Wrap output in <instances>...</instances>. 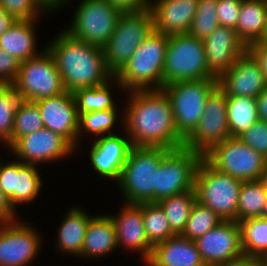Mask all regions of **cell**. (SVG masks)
<instances>
[{
	"instance_id": "obj_1",
	"label": "cell",
	"mask_w": 267,
	"mask_h": 266,
	"mask_svg": "<svg viewBox=\"0 0 267 266\" xmlns=\"http://www.w3.org/2000/svg\"><path fill=\"white\" fill-rule=\"evenodd\" d=\"M129 94L122 124L133 146L170 150L183 147L184 138L176 129L170 100L162 89Z\"/></svg>"
},
{
	"instance_id": "obj_2",
	"label": "cell",
	"mask_w": 267,
	"mask_h": 266,
	"mask_svg": "<svg viewBox=\"0 0 267 266\" xmlns=\"http://www.w3.org/2000/svg\"><path fill=\"white\" fill-rule=\"evenodd\" d=\"M48 45L46 49L54 59L65 91L74 93L114 80V75L107 68L102 47L75 39L65 31Z\"/></svg>"
},
{
	"instance_id": "obj_3",
	"label": "cell",
	"mask_w": 267,
	"mask_h": 266,
	"mask_svg": "<svg viewBox=\"0 0 267 266\" xmlns=\"http://www.w3.org/2000/svg\"><path fill=\"white\" fill-rule=\"evenodd\" d=\"M168 36L153 30L124 67L114 76L117 86L127 91L161 90Z\"/></svg>"
},
{
	"instance_id": "obj_4",
	"label": "cell",
	"mask_w": 267,
	"mask_h": 266,
	"mask_svg": "<svg viewBox=\"0 0 267 266\" xmlns=\"http://www.w3.org/2000/svg\"><path fill=\"white\" fill-rule=\"evenodd\" d=\"M170 149L133 146L116 182L125 203H154L155 171Z\"/></svg>"
},
{
	"instance_id": "obj_5",
	"label": "cell",
	"mask_w": 267,
	"mask_h": 266,
	"mask_svg": "<svg viewBox=\"0 0 267 266\" xmlns=\"http://www.w3.org/2000/svg\"><path fill=\"white\" fill-rule=\"evenodd\" d=\"M242 183L215 169L202 158L195 173L197 201L210 208L223 221L238 222V199Z\"/></svg>"
},
{
	"instance_id": "obj_6",
	"label": "cell",
	"mask_w": 267,
	"mask_h": 266,
	"mask_svg": "<svg viewBox=\"0 0 267 266\" xmlns=\"http://www.w3.org/2000/svg\"><path fill=\"white\" fill-rule=\"evenodd\" d=\"M202 79H218L208 69L203 41L188 33L168 36L163 86Z\"/></svg>"
},
{
	"instance_id": "obj_7",
	"label": "cell",
	"mask_w": 267,
	"mask_h": 266,
	"mask_svg": "<svg viewBox=\"0 0 267 266\" xmlns=\"http://www.w3.org/2000/svg\"><path fill=\"white\" fill-rule=\"evenodd\" d=\"M153 30L154 24L150 9L121 14L113 34L103 46L107 68L114 76Z\"/></svg>"
},
{
	"instance_id": "obj_8",
	"label": "cell",
	"mask_w": 267,
	"mask_h": 266,
	"mask_svg": "<svg viewBox=\"0 0 267 266\" xmlns=\"http://www.w3.org/2000/svg\"><path fill=\"white\" fill-rule=\"evenodd\" d=\"M218 86V79L178 81L162 87L168 96L174 123L185 139L197 126L210 93Z\"/></svg>"
},
{
	"instance_id": "obj_9",
	"label": "cell",
	"mask_w": 267,
	"mask_h": 266,
	"mask_svg": "<svg viewBox=\"0 0 267 266\" xmlns=\"http://www.w3.org/2000/svg\"><path fill=\"white\" fill-rule=\"evenodd\" d=\"M202 158L185 147L170 150L155 171L154 203L194 190L195 173Z\"/></svg>"
},
{
	"instance_id": "obj_10",
	"label": "cell",
	"mask_w": 267,
	"mask_h": 266,
	"mask_svg": "<svg viewBox=\"0 0 267 266\" xmlns=\"http://www.w3.org/2000/svg\"><path fill=\"white\" fill-rule=\"evenodd\" d=\"M76 10L71 27L69 25L64 31L75 39L102 48L113 34L118 18L123 13L108 0H82Z\"/></svg>"
},
{
	"instance_id": "obj_11",
	"label": "cell",
	"mask_w": 267,
	"mask_h": 266,
	"mask_svg": "<svg viewBox=\"0 0 267 266\" xmlns=\"http://www.w3.org/2000/svg\"><path fill=\"white\" fill-rule=\"evenodd\" d=\"M12 85L20 99L33 102L65 92L61 75L47 49L21 62L17 79Z\"/></svg>"
},
{
	"instance_id": "obj_12",
	"label": "cell",
	"mask_w": 267,
	"mask_h": 266,
	"mask_svg": "<svg viewBox=\"0 0 267 266\" xmlns=\"http://www.w3.org/2000/svg\"><path fill=\"white\" fill-rule=\"evenodd\" d=\"M203 158L215 169L241 181L259 180L267 159L241 141L229 137L213 146Z\"/></svg>"
},
{
	"instance_id": "obj_13",
	"label": "cell",
	"mask_w": 267,
	"mask_h": 266,
	"mask_svg": "<svg viewBox=\"0 0 267 266\" xmlns=\"http://www.w3.org/2000/svg\"><path fill=\"white\" fill-rule=\"evenodd\" d=\"M231 137L227 117V95L217 86L208 96L195 129L184 139L183 147L202 156L213 146Z\"/></svg>"
},
{
	"instance_id": "obj_14",
	"label": "cell",
	"mask_w": 267,
	"mask_h": 266,
	"mask_svg": "<svg viewBox=\"0 0 267 266\" xmlns=\"http://www.w3.org/2000/svg\"><path fill=\"white\" fill-rule=\"evenodd\" d=\"M41 237L28 224H0V266H28L40 250Z\"/></svg>"
},
{
	"instance_id": "obj_15",
	"label": "cell",
	"mask_w": 267,
	"mask_h": 266,
	"mask_svg": "<svg viewBox=\"0 0 267 266\" xmlns=\"http://www.w3.org/2000/svg\"><path fill=\"white\" fill-rule=\"evenodd\" d=\"M10 149L19 161L30 165L53 162L76 151L65 138L47 128L22 136Z\"/></svg>"
},
{
	"instance_id": "obj_16",
	"label": "cell",
	"mask_w": 267,
	"mask_h": 266,
	"mask_svg": "<svg viewBox=\"0 0 267 266\" xmlns=\"http://www.w3.org/2000/svg\"><path fill=\"white\" fill-rule=\"evenodd\" d=\"M44 122V128L65 138L78 147L79 115L73 93H64L35 102Z\"/></svg>"
},
{
	"instance_id": "obj_17",
	"label": "cell",
	"mask_w": 267,
	"mask_h": 266,
	"mask_svg": "<svg viewBox=\"0 0 267 266\" xmlns=\"http://www.w3.org/2000/svg\"><path fill=\"white\" fill-rule=\"evenodd\" d=\"M205 265H215L243 254L241 230L236 221H222L194 240Z\"/></svg>"
},
{
	"instance_id": "obj_18",
	"label": "cell",
	"mask_w": 267,
	"mask_h": 266,
	"mask_svg": "<svg viewBox=\"0 0 267 266\" xmlns=\"http://www.w3.org/2000/svg\"><path fill=\"white\" fill-rule=\"evenodd\" d=\"M35 165L19 160L6 164L0 163V188L10 205L32 203L41 191L42 179Z\"/></svg>"
},
{
	"instance_id": "obj_19",
	"label": "cell",
	"mask_w": 267,
	"mask_h": 266,
	"mask_svg": "<svg viewBox=\"0 0 267 266\" xmlns=\"http://www.w3.org/2000/svg\"><path fill=\"white\" fill-rule=\"evenodd\" d=\"M218 86L227 96L256 98L267 83L259 63L246 51L218 78Z\"/></svg>"
},
{
	"instance_id": "obj_20",
	"label": "cell",
	"mask_w": 267,
	"mask_h": 266,
	"mask_svg": "<svg viewBox=\"0 0 267 266\" xmlns=\"http://www.w3.org/2000/svg\"><path fill=\"white\" fill-rule=\"evenodd\" d=\"M209 71L219 78L247 51L236 30L219 25L203 40Z\"/></svg>"
},
{
	"instance_id": "obj_21",
	"label": "cell",
	"mask_w": 267,
	"mask_h": 266,
	"mask_svg": "<svg viewBox=\"0 0 267 266\" xmlns=\"http://www.w3.org/2000/svg\"><path fill=\"white\" fill-rule=\"evenodd\" d=\"M132 147L128 136L110 134L99 137L90 149L92 166L101 176L118 182Z\"/></svg>"
},
{
	"instance_id": "obj_22",
	"label": "cell",
	"mask_w": 267,
	"mask_h": 266,
	"mask_svg": "<svg viewBox=\"0 0 267 266\" xmlns=\"http://www.w3.org/2000/svg\"><path fill=\"white\" fill-rule=\"evenodd\" d=\"M117 215H110L116 234L117 246H124L128 250H136L142 256V262L146 263L153 251L149 243L143 224L142 203L124 204Z\"/></svg>"
},
{
	"instance_id": "obj_23",
	"label": "cell",
	"mask_w": 267,
	"mask_h": 266,
	"mask_svg": "<svg viewBox=\"0 0 267 266\" xmlns=\"http://www.w3.org/2000/svg\"><path fill=\"white\" fill-rule=\"evenodd\" d=\"M197 6L198 0H152L154 30L167 36L188 33Z\"/></svg>"
},
{
	"instance_id": "obj_24",
	"label": "cell",
	"mask_w": 267,
	"mask_h": 266,
	"mask_svg": "<svg viewBox=\"0 0 267 266\" xmlns=\"http://www.w3.org/2000/svg\"><path fill=\"white\" fill-rule=\"evenodd\" d=\"M147 266H204L193 240L177 234L153 247Z\"/></svg>"
},
{
	"instance_id": "obj_25",
	"label": "cell",
	"mask_w": 267,
	"mask_h": 266,
	"mask_svg": "<svg viewBox=\"0 0 267 266\" xmlns=\"http://www.w3.org/2000/svg\"><path fill=\"white\" fill-rule=\"evenodd\" d=\"M235 30L246 47L266 41L267 0H242Z\"/></svg>"
},
{
	"instance_id": "obj_26",
	"label": "cell",
	"mask_w": 267,
	"mask_h": 266,
	"mask_svg": "<svg viewBox=\"0 0 267 266\" xmlns=\"http://www.w3.org/2000/svg\"><path fill=\"white\" fill-rule=\"evenodd\" d=\"M116 248L115 228L110 215L92 216L86 229L81 258L103 257Z\"/></svg>"
},
{
	"instance_id": "obj_27",
	"label": "cell",
	"mask_w": 267,
	"mask_h": 266,
	"mask_svg": "<svg viewBox=\"0 0 267 266\" xmlns=\"http://www.w3.org/2000/svg\"><path fill=\"white\" fill-rule=\"evenodd\" d=\"M33 21H15L6 32L0 36V49L14 56L19 62L40 55L36 51L35 23Z\"/></svg>"
},
{
	"instance_id": "obj_28",
	"label": "cell",
	"mask_w": 267,
	"mask_h": 266,
	"mask_svg": "<svg viewBox=\"0 0 267 266\" xmlns=\"http://www.w3.org/2000/svg\"><path fill=\"white\" fill-rule=\"evenodd\" d=\"M82 208L74 207L63 218L57 235V247L60 251L81 257V250L89 220L92 218Z\"/></svg>"
},
{
	"instance_id": "obj_29",
	"label": "cell",
	"mask_w": 267,
	"mask_h": 266,
	"mask_svg": "<svg viewBox=\"0 0 267 266\" xmlns=\"http://www.w3.org/2000/svg\"><path fill=\"white\" fill-rule=\"evenodd\" d=\"M227 117L231 137H239L258 120L255 98L227 96Z\"/></svg>"
},
{
	"instance_id": "obj_30",
	"label": "cell",
	"mask_w": 267,
	"mask_h": 266,
	"mask_svg": "<svg viewBox=\"0 0 267 266\" xmlns=\"http://www.w3.org/2000/svg\"><path fill=\"white\" fill-rule=\"evenodd\" d=\"M197 201L195 189L160 200L157 204L163 209L171 229L176 234L184 230L189 214Z\"/></svg>"
},
{
	"instance_id": "obj_31",
	"label": "cell",
	"mask_w": 267,
	"mask_h": 266,
	"mask_svg": "<svg viewBox=\"0 0 267 266\" xmlns=\"http://www.w3.org/2000/svg\"><path fill=\"white\" fill-rule=\"evenodd\" d=\"M267 200V191L259 180L243 181L238 199V223L261 217Z\"/></svg>"
},
{
	"instance_id": "obj_32",
	"label": "cell",
	"mask_w": 267,
	"mask_h": 266,
	"mask_svg": "<svg viewBox=\"0 0 267 266\" xmlns=\"http://www.w3.org/2000/svg\"><path fill=\"white\" fill-rule=\"evenodd\" d=\"M243 253L257 260L267 252V220L261 217L239 222Z\"/></svg>"
},
{
	"instance_id": "obj_33",
	"label": "cell",
	"mask_w": 267,
	"mask_h": 266,
	"mask_svg": "<svg viewBox=\"0 0 267 266\" xmlns=\"http://www.w3.org/2000/svg\"><path fill=\"white\" fill-rule=\"evenodd\" d=\"M142 217L146 237L153 247L177 235L157 203H142Z\"/></svg>"
},
{
	"instance_id": "obj_34",
	"label": "cell",
	"mask_w": 267,
	"mask_h": 266,
	"mask_svg": "<svg viewBox=\"0 0 267 266\" xmlns=\"http://www.w3.org/2000/svg\"><path fill=\"white\" fill-rule=\"evenodd\" d=\"M111 81L96 87L82 88L73 93L78 115L91 112L116 109L110 91Z\"/></svg>"
},
{
	"instance_id": "obj_35",
	"label": "cell",
	"mask_w": 267,
	"mask_h": 266,
	"mask_svg": "<svg viewBox=\"0 0 267 266\" xmlns=\"http://www.w3.org/2000/svg\"><path fill=\"white\" fill-rule=\"evenodd\" d=\"M44 128L38 106L33 101L20 100L15 111L11 146L22 136Z\"/></svg>"
},
{
	"instance_id": "obj_36",
	"label": "cell",
	"mask_w": 267,
	"mask_h": 266,
	"mask_svg": "<svg viewBox=\"0 0 267 266\" xmlns=\"http://www.w3.org/2000/svg\"><path fill=\"white\" fill-rule=\"evenodd\" d=\"M20 96L13 85H0V141L11 147L16 107Z\"/></svg>"
},
{
	"instance_id": "obj_37",
	"label": "cell",
	"mask_w": 267,
	"mask_h": 266,
	"mask_svg": "<svg viewBox=\"0 0 267 266\" xmlns=\"http://www.w3.org/2000/svg\"><path fill=\"white\" fill-rule=\"evenodd\" d=\"M222 221L210 208L196 201L189 214L186 226L180 235L194 241L210 229L218 226Z\"/></svg>"
},
{
	"instance_id": "obj_38",
	"label": "cell",
	"mask_w": 267,
	"mask_h": 266,
	"mask_svg": "<svg viewBox=\"0 0 267 266\" xmlns=\"http://www.w3.org/2000/svg\"><path fill=\"white\" fill-rule=\"evenodd\" d=\"M116 109H107L103 111H91L79 115V136L81 138L83 131L92 133L94 136L103 137L112 133L113 125L117 119Z\"/></svg>"
},
{
	"instance_id": "obj_39",
	"label": "cell",
	"mask_w": 267,
	"mask_h": 266,
	"mask_svg": "<svg viewBox=\"0 0 267 266\" xmlns=\"http://www.w3.org/2000/svg\"><path fill=\"white\" fill-rule=\"evenodd\" d=\"M218 0H198L197 11L190 26L189 35L203 40L218 26L217 18Z\"/></svg>"
},
{
	"instance_id": "obj_40",
	"label": "cell",
	"mask_w": 267,
	"mask_h": 266,
	"mask_svg": "<svg viewBox=\"0 0 267 266\" xmlns=\"http://www.w3.org/2000/svg\"><path fill=\"white\" fill-rule=\"evenodd\" d=\"M0 6L15 21L36 20L42 11L52 13V10L42 0H0Z\"/></svg>"
},
{
	"instance_id": "obj_41",
	"label": "cell",
	"mask_w": 267,
	"mask_h": 266,
	"mask_svg": "<svg viewBox=\"0 0 267 266\" xmlns=\"http://www.w3.org/2000/svg\"><path fill=\"white\" fill-rule=\"evenodd\" d=\"M238 138L267 159V122L257 120Z\"/></svg>"
},
{
	"instance_id": "obj_42",
	"label": "cell",
	"mask_w": 267,
	"mask_h": 266,
	"mask_svg": "<svg viewBox=\"0 0 267 266\" xmlns=\"http://www.w3.org/2000/svg\"><path fill=\"white\" fill-rule=\"evenodd\" d=\"M242 0H218L217 18L219 25L235 30L239 19Z\"/></svg>"
},
{
	"instance_id": "obj_43",
	"label": "cell",
	"mask_w": 267,
	"mask_h": 266,
	"mask_svg": "<svg viewBox=\"0 0 267 266\" xmlns=\"http://www.w3.org/2000/svg\"><path fill=\"white\" fill-rule=\"evenodd\" d=\"M21 62L0 49V85H12L17 79Z\"/></svg>"
},
{
	"instance_id": "obj_44",
	"label": "cell",
	"mask_w": 267,
	"mask_h": 266,
	"mask_svg": "<svg viewBox=\"0 0 267 266\" xmlns=\"http://www.w3.org/2000/svg\"><path fill=\"white\" fill-rule=\"evenodd\" d=\"M247 51L256 59L259 63L260 69L264 73V77L267 83V42H256L247 47Z\"/></svg>"
},
{
	"instance_id": "obj_45",
	"label": "cell",
	"mask_w": 267,
	"mask_h": 266,
	"mask_svg": "<svg viewBox=\"0 0 267 266\" xmlns=\"http://www.w3.org/2000/svg\"><path fill=\"white\" fill-rule=\"evenodd\" d=\"M122 12H138L150 9V0H108Z\"/></svg>"
},
{
	"instance_id": "obj_46",
	"label": "cell",
	"mask_w": 267,
	"mask_h": 266,
	"mask_svg": "<svg viewBox=\"0 0 267 266\" xmlns=\"http://www.w3.org/2000/svg\"><path fill=\"white\" fill-rule=\"evenodd\" d=\"M15 217L17 216L14 208L0 188V224L15 222L17 221Z\"/></svg>"
},
{
	"instance_id": "obj_47",
	"label": "cell",
	"mask_w": 267,
	"mask_h": 266,
	"mask_svg": "<svg viewBox=\"0 0 267 266\" xmlns=\"http://www.w3.org/2000/svg\"><path fill=\"white\" fill-rule=\"evenodd\" d=\"M257 262V259L247 254H241L240 256L218 263L212 266H253Z\"/></svg>"
},
{
	"instance_id": "obj_48",
	"label": "cell",
	"mask_w": 267,
	"mask_h": 266,
	"mask_svg": "<svg viewBox=\"0 0 267 266\" xmlns=\"http://www.w3.org/2000/svg\"><path fill=\"white\" fill-rule=\"evenodd\" d=\"M258 120L267 122V87L256 98Z\"/></svg>"
},
{
	"instance_id": "obj_49",
	"label": "cell",
	"mask_w": 267,
	"mask_h": 266,
	"mask_svg": "<svg viewBox=\"0 0 267 266\" xmlns=\"http://www.w3.org/2000/svg\"><path fill=\"white\" fill-rule=\"evenodd\" d=\"M15 20L0 6V36L10 28Z\"/></svg>"
},
{
	"instance_id": "obj_50",
	"label": "cell",
	"mask_w": 267,
	"mask_h": 266,
	"mask_svg": "<svg viewBox=\"0 0 267 266\" xmlns=\"http://www.w3.org/2000/svg\"><path fill=\"white\" fill-rule=\"evenodd\" d=\"M52 11L55 10V8H59L60 5L67 2L66 0H42ZM62 3V4H61Z\"/></svg>"
},
{
	"instance_id": "obj_51",
	"label": "cell",
	"mask_w": 267,
	"mask_h": 266,
	"mask_svg": "<svg viewBox=\"0 0 267 266\" xmlns=\"http://www.w3.org/2000/svg\"><path fill=\"white\" fill-rule=\"evenodd\" d=\"M259 181L262 183L263 187L267 191V164L260 175Z\"/></svg>"
},
{
	"instance_id": "obj_52",
	"label": "cell",
	"mask_w": 267,
	"mask_h": 266,
	"mask_svg": "<svg viewBox=\"0 0 267 266\" xmlns=\"http://www.w3.org/2000/svg\"><path fill=\"white\" fill-rule=\"evenodd\" d=\"M257 262L261 265V266H267V252L264 253L258 260Z\"/></svg>"
},
{
	"instance_id": "obj_53",
	"label": "cell",
	"mask_w": 267,
	"mask_h": 266,
	"mask_svg": "<svg viewBox=\"0 0 267 266\" xmlns=\"http://www.w3.org/2000/svg\"><path fill=\"white\" fill-rule=\"evenodd\" d=\"M261 218L267 220V200H266V203H265V205H264V208H263V211H262Z\"/></svg>"
},
{
	"instance_id": "obj_54",
	"label": "cell",
	"mask_w": 267,
	"mask_h": 266,
	"mask_svg": "<svg viewBox=\"0 0 267 266\" xmlns=\"http://www.w3.org/2000/svg\"><path fill=\"white\" fill-rule=\"evenodd\" d=\"M253 266H261L258 262H256Z\"/></svg>"
}]
</instances>
